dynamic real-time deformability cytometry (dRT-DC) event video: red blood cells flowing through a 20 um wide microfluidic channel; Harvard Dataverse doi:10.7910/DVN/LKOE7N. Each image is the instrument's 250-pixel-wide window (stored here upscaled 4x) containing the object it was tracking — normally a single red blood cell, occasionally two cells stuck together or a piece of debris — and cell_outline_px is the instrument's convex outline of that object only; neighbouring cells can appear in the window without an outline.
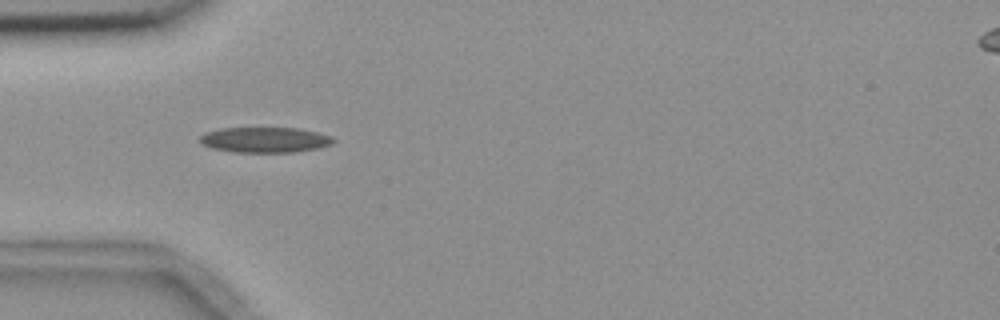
{"species": "common noctule bat (a hibernating species)", "species_latin": "Nyctalus noctula", "temperature_condition": "room temperature", "stored_images_in_passage": 40, "camera_frame_rate_fps": 3000, "um_per_image_px": 0.085, "animal": {"sex": "female", "body_mass_g": 18.4}, "frame": {"image": 1, "passage_image": 2, "time_ms": 0.333, "image_size_px": [1000, 320], "cell_outline_px": [[336, 140], [332, 144], [320, 148], [296, 152], [232, 152], [212, 148], [200, 144], [200, 136], [204, 132], [220, 128], [300, 128], [316, 132], [328, 136]], "centroid_in_image_um": [22.49, 11.89], "position_along_channel_um": 62.5, "area_um2": 19.88}}
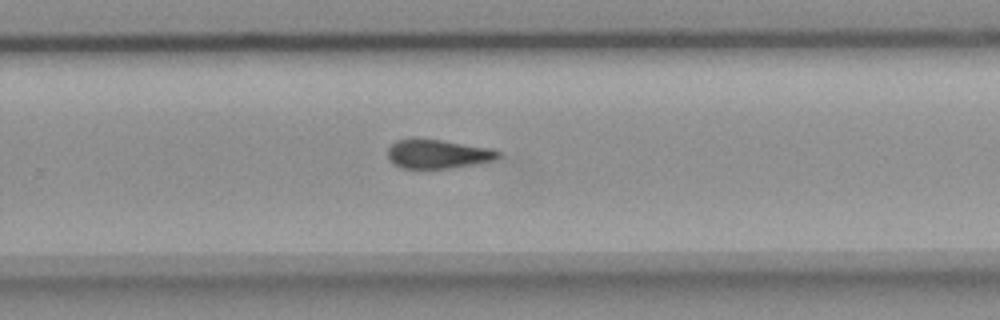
{"frame": {"image": 2, "passage_image": 21, "time_ms": 6.667, "image_size_px": [1000, 320], "cell_outline_px": [[500, 156], [496, 160], [480, 164], [448, 168], [400, 168], [392, 164], [388, 160], [388, 148], [396, 140], [412, 136], [440, 140], [492, 148], [500, 152]], "centroid_in_image_um": [37.19, 13.07], "position_along_channel_um": 292.6, "area_um2": 19.25}}
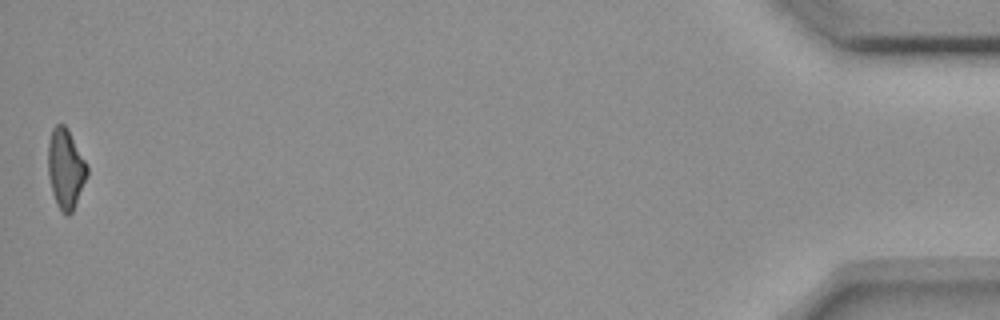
{"frame": {"image": 3, "passage_image": 40, "time_ms": 13.0, "image_size_px": [1000, 320], "cell_outline_px": [[88, 176], [72, 212], [68, 216], [64, 216], [56, 204], [52, 192], [48, 176], [48, 144], [52, 128], [56, 124], [64, 124], [68, 128], [88, 168]], "centroid_in_image_um": [5.57, 14.36], "position_along_channel_um": 429.6, "area_um2": 18.26}, "authors_computed_cell_mechanics": {"area_um2": 19.3919, "velocity_mm_per_s": 3.6668, "shape_relaxation_time_tau1_ms": null, "shape_relaxation_time_tau2_ms": 6.6799, "deformation_change_tau1": null, "deformation_change_tau2": 0.1569}}